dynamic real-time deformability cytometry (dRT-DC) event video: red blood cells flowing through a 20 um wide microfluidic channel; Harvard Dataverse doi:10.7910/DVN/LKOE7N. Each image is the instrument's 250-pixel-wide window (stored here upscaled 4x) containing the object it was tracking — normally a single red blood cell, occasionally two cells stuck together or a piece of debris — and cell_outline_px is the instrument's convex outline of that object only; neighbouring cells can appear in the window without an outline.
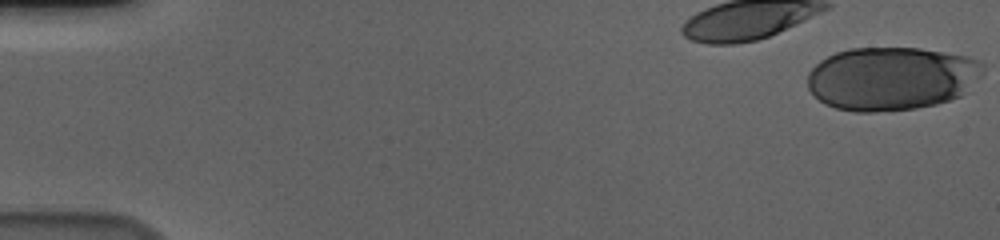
{"species": "human", "species_latin": "Homo sapiens", "temperature_condition": "cold", "stored_images_in_passage": 41, "camera_frame_rate_fps": 3000, "um_per_image_px": 0.085, "donor": {"sex": "male"}, "frame": {"image": 1, "passage_image": 1, "time_ms": 0.0, "image_size_px": [1000, 240], "cell_outline_px": [[984, 64], [960, 96], [936, 104], [916, 108], [872, 112], [856, 112], [836, 108], [824, 104], [808, 88], [808, 72], [820, 60], [836, 52], [852, 48], [920, 48], [968, 56], [980, 60]], "centroid_in_image_um": [75.7, 6.66], "position_along_channel_um": 9.3, "area_um2": 64.22}}
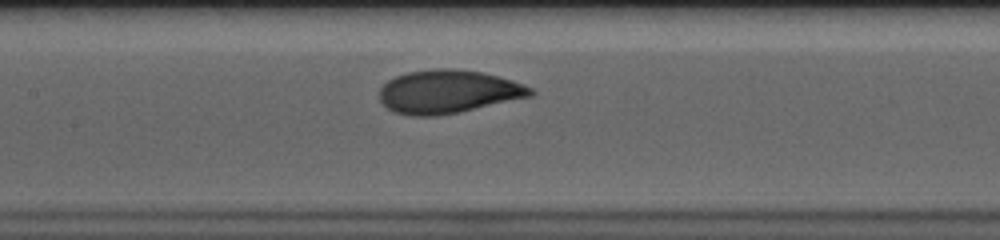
{"frame": {"image": 2, "passage_image": 22, "time_ms": 7.0, "image_size_px": [1000, 240], "cell_outline_px": [[536, 92], [532, 96], [456, 112], [436, 116], [416, 116], [396, 112], [388, 108], [380, 100], [380, 88], [388, 80], [396, 76], [408, 72], [432, 68], [456, 68], [480, 72], [512, 80], [524, 84], [532, 88]], "centroid_in_image_um": [38.09, 7.77], "position_along_channel_um": 169.3, "area_um2": 37.8}}
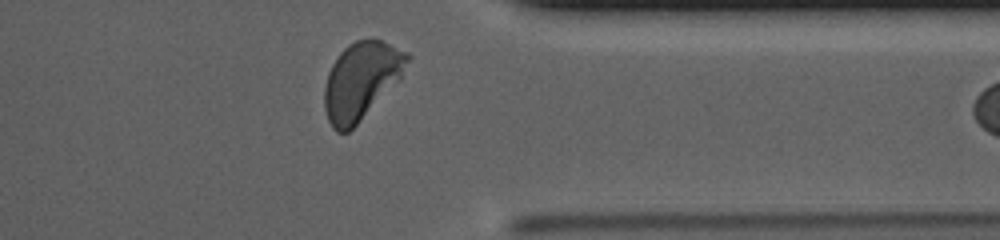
{"frame": {"image": 3, "passage_image": 40, "time_ms": 13.0, "image_size_px": [1000, 240], "cell_outline_px": [[412, 56], [400, 80], [348, 132], [336, 132], [332, 128], [328, 120], [324, 108], [324, 88], [328, 72], [332, 64], [340, 52], [348, 44], [356, 40], [368, 36], [380, 40], [408, 52]], "centroid_in_image_um": [30.71, 6.82], "position_along_channel_um": 380.7, "area_um2": 37.51}}